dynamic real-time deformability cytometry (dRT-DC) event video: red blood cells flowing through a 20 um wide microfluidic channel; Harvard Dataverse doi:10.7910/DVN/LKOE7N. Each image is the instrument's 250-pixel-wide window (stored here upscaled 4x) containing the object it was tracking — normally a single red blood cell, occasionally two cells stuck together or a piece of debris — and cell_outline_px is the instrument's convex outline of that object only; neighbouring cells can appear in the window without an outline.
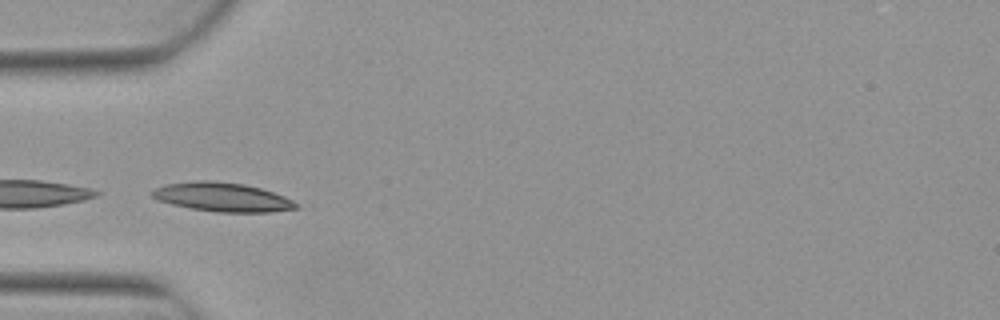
{"species": "Egyptian fruit bat (a non-hibernating species)", "species_latin": "Rousettus aegyptiacus", "temperature_condition": "warm", "stored_images_in_passage": 2, "camera_frame_rate_fps": 3000, "um_per_image_px": 0.085, "animal": {"sex": "female"}, "frame": {"image": 1, "passage_image": 2, "time_ms": 0.333, "image_size_px": [1000, 320], "cell_outline_px": [[296, 208], [268, 212], [216, 212], [188, 208], [156, 200], [148, 192], [164, 184], [196, 180], [212, 180], [244, 184], [260, 188], [284, 196], [292, 200], [296, 204]], "centroid_in_image_um": [18.81, 16.74], "position_along_channel_um": 66.2, "area_um2": 24.33}}